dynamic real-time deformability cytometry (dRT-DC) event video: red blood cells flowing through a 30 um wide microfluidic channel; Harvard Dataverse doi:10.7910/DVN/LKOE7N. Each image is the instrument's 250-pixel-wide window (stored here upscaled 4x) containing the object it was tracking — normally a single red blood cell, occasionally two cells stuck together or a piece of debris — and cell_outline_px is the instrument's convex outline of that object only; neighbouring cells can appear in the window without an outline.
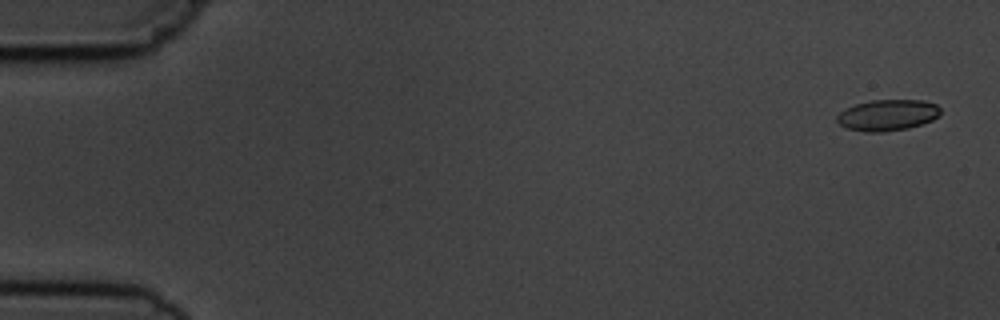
{"species": "common noctule bat (a hibernating species)", "species_latin": "Nyctalus noctula", "temperature_condition": "cold", "stored_images_in_passage": 5, "camera_frame_rate_fps": 3000, "um_per_image_px": 0.085, "animal": {"sex": "male", "body_mass_g": 19.5, "forearm_length_mm": 54.6}, "frame": {"image": 1, "passage_image": 1, "time_ms": 0.0, "image_size_px": [1000, 320], "cell_outline_px": [[940, 116], [932, 120], [908, 128], [884, 132], [864, 132], [848, 128], [840, 124], [836, 120], [836, 116], [840, 112], [856, 104], [872, 100], [924, 100], [936, 104], [940, 108]], "centroid_in_image_um": [75.46, 9.78], "position_along_channel_um": 9.5, "area_um2": 18.73}}
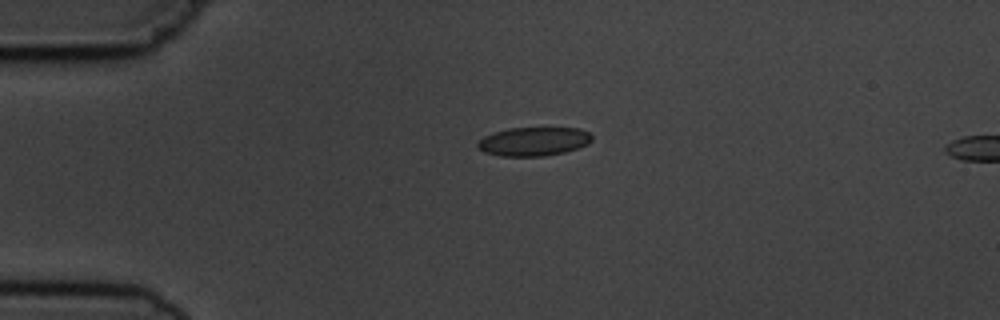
{"frame": {"image": 2, "passage_image": 4, "time_ms": 3.667, "image_size_px": [1000, 320], "cell_outline_px": [[592, 140], [588, 144], [580, 148], [564, 152], [544, 156], [500, 156], [484, 152], [476, 148], [476, 144], [484, 136], [508, 128], [580, 128], [588, 132], [592, 136]], "centroid_in_image_um": [45.37, 12.03], "position_along_channel_um": 39.6, "area_um2": 19.25}}